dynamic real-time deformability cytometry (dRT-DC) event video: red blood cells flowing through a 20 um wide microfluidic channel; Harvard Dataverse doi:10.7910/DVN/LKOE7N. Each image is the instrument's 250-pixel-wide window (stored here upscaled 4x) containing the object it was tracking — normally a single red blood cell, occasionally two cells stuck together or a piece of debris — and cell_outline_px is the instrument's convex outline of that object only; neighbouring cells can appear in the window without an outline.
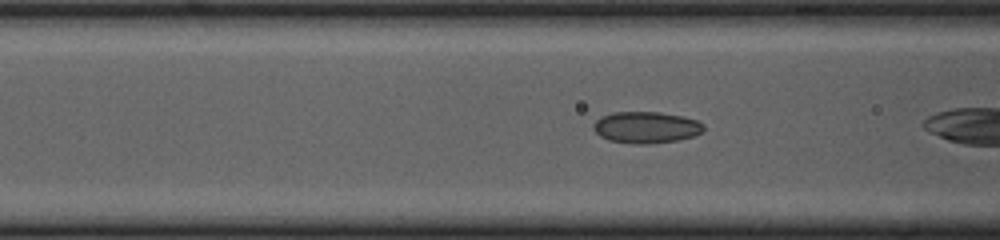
{"species": "common noctule bat (a hibernating species)", "species_latin": "Nyctalus noctula", "temperature_condition": "cold", "stored_images_in_passage": 11, "camera_frame_rate_fps": 3000, "um_per_image_px": 0.085, "animal": {"sex": "female", "body_mass_g": 23.0, "forearm_length_mm": 53.4}, "frame": {"image": 1, "passage_image": 5, "time_ms": 1.333, "image_size_px": [1000, 240], "cell_outline_px": [[704, 132], [680, 140], [648, 144], [636, 144], [608, 140], [600, 136], [592, 128], [592, 124], [600, 116], [612, 112], [660, 112], [684, 116], [696, 120], [704, 124]], "centroid_in_image_um": [54.92, 10.82], "position_along_channel_um": 111.7, "area_um2": 20.52}}